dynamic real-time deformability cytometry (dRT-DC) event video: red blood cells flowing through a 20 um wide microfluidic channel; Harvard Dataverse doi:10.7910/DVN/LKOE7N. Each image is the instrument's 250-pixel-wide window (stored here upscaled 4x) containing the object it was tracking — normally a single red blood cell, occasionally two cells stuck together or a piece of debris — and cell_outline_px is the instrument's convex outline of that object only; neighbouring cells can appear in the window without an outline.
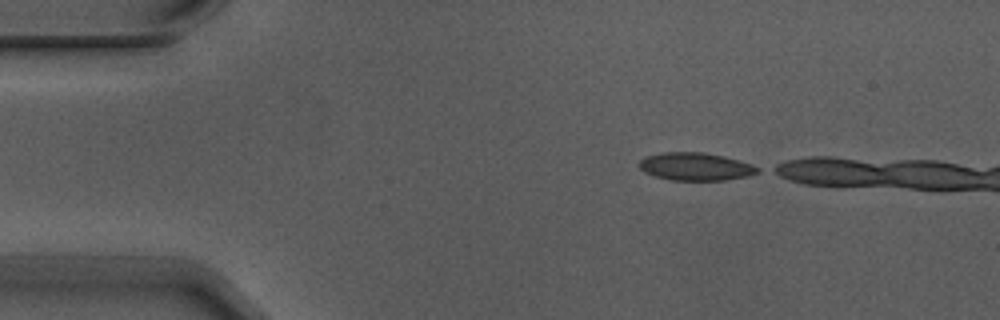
{"species": "Egyptian fruit bat (a non-hibernating species)", "species_latin": "Rousettus aegyptiacus", "temperature_condition": "warm", "stored_images_in_passage": 4, "camera_frame_rate_fps": 3000, "um_per_image_px": 0.085, "animal": {"sex": "male"}, "frame": {"image": 1, "passage_image": 1, "time_ms": 0.0, "image_size_px": [1000, 320], "cell_outline_px": [[760, 172], [748, 176], [724, 180], [672, 180], [656, 176], [644, 172], [640, 168], [640, 160], [648, 156], [664, 152], [704, 152], [724, 156], [752, 164], [760, 168]], "centroid_in_image_um": [59.16, 14.16], "position_along_channel_um": 25.8, "area_um2": 19.07}}